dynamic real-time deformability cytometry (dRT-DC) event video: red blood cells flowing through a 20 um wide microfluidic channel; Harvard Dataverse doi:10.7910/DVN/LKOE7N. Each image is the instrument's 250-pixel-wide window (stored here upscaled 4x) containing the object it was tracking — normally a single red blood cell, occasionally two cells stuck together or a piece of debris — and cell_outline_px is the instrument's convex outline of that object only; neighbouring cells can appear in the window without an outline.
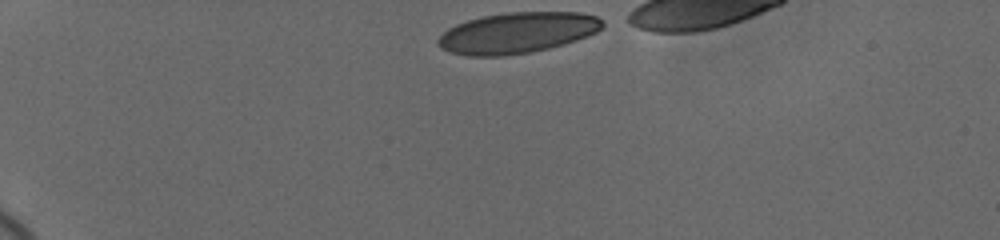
{"species": "human", "species_latin": "Homo sapiens", "temperature_condition": "cold", "stored_images_in_passage": 20, "camera_frame_rate_fps": 3000, "um_per_image_px": 0.085, "donor": {"sex": "female"}, "frame": {"image": 1, "passage_image": 1, "time_ms": 0.0, "image_size_px": [1000, 240], "cell_outline_px": [[604, 28], [588, 36], [564, 44], [548, 48], [528, 52], [504, 56], [468, 56], [452, 52], [440, 48], [436, 44], [436, 40], [448, 28], [456, 24], [468, 20], [484, 16], [508, 12], [580, 12], [596, 16], [604, 20]], "centroid_in_image_um": [43.98, 2.78], "position_along_channel_um": 41.0, "area_um2": 39.25}}
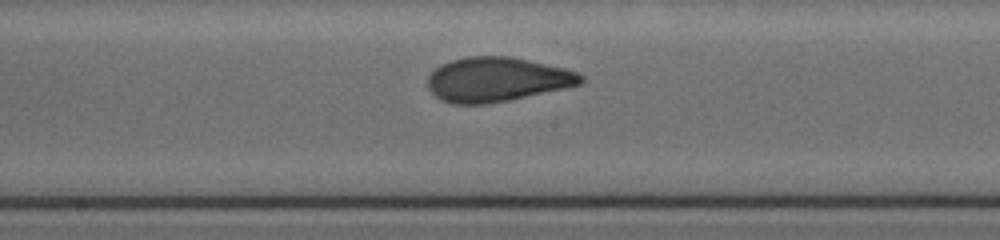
{"frame": {"image": 2, "passage_image": 11, "time_ms": 6.333, "image_size_px": [1000, 240], "cell_outline_px": [[584, 80], [580, 84], [564, 88], [508, 100], [484, 104], [452, 104], [440, 100], [428, 88], [428, 76], [440, 64], [452, 60], [468, 56], [512, 56], [564, 68], [576, 72], [584, 76]], "centroid_in_image_um": [42.21, 6.75], "position_along_channel_um": 206.0, "area_um2": 39.48}}
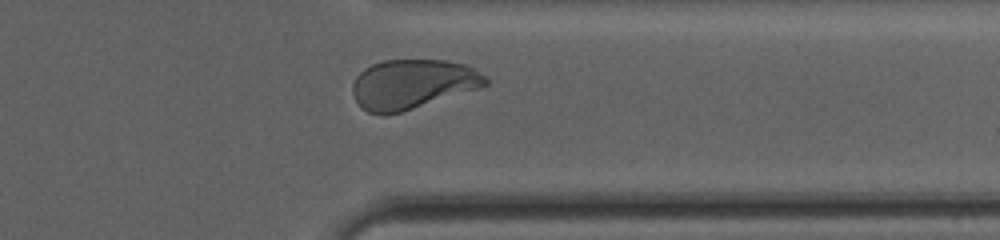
{"frame": {"image": 3, "passage_image": 18, "time_ms": 11.0, "image_size_px": [1000, 240], "cell_outline_px": [[488, 84], [480, 88], [400, 112], [384, 116], [380, 116], [368, 112], [360, 108], [352, 92], [352, 84], [356, 76], [364, 68], [372, 64], [384, 60], [448, 60], [464, 64], [476, 68], [488, 76]], "centroid_in_image_um": [35.07, 7.15], "position_along_channel_um": 376.3, "area_um2": 38.78}, "authors_computed_cell_mechanics": {"area_um2": 39.5063, "velocity_mm_per_s": 3.659, "shape_relaxation_time_tau1_ms": 4.9085, "shape_relaxation_time_tau2_ms": null, "deformation_change_tau1": 0.1503, "deformation_change_tau2": null}}